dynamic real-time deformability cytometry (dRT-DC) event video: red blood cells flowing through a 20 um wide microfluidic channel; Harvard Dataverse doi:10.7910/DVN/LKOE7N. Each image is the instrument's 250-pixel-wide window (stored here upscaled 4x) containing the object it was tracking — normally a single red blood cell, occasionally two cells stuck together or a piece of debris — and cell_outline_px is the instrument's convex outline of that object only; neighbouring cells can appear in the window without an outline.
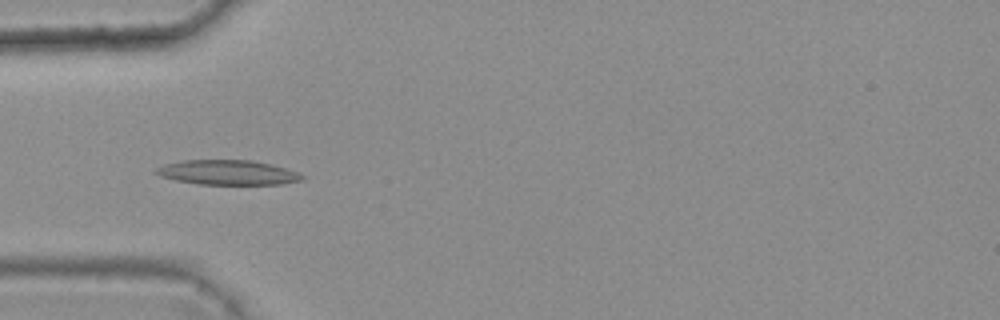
{"species": "common noctule bat (a hibernating species)", "species_latin": "Nyctalus noctula", "temperature_condition": "warm", "stored_images_in_passage": 4, "camera_frame_rate_fps": 3000, "um_per_image_px": 0.085, "animal": {"sex": "female", "body_mass_g": 25.1}, "frame": {"image": 1, "passage_image": 4, "time_ms": 1.0, "image_size_px": [1000, 320], "cell_outline_px": [[304, 180], [280, 184], [196, 184], [176, 180], [160, 176], [152, 172], [156, 168], [164, 164], [180, 160], [252, 160], [272, 164], [296, 172], [304, 176]], "centroid_in_image_um": [19.31, 14.65], "position_along_channel_um": 65.7, "area_um2": 21.1}}